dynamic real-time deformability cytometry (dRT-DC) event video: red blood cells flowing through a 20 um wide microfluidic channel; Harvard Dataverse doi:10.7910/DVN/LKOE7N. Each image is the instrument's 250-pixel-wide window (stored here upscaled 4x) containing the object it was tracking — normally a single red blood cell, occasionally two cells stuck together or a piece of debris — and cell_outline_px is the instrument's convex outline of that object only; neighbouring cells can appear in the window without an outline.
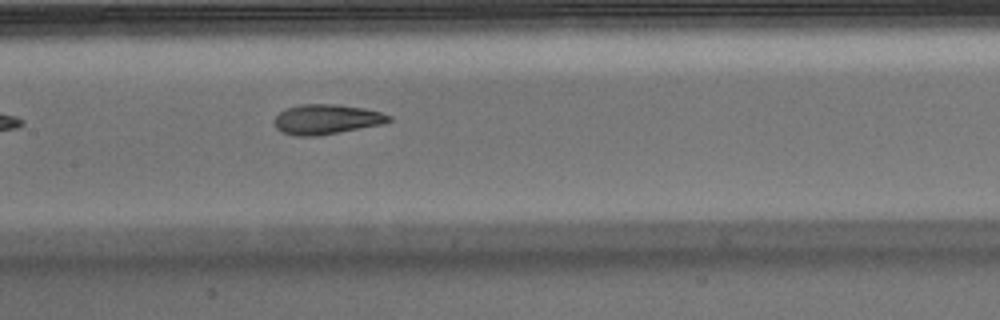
{"species": "Egyptian fruit bat (a non-hibernating species)", "species_latin": "Rousettus aegyptiacus", "temperature_condition": "warm", "stored_images_in_passage": 6, "segment_of_instrument_passage": [2, 2], "camera_frame_rate_fps": 3000, "um_per_image_px": 0.085, "animal": {"sex": "male"}, "frame": {"image": 1, "passage_image": 6, "time_ms": 1.667, "image_size_px": [1000, 320], "cell_outline_px": [[392, 120], [384, 124], [340, 132], [316, 136], [292, 136], [276, 128], [272, 120], [280, 112], [288, 108], [300, 104], [336, 104], [364, 108], [380, 112], [392, 116]], "centroid_in_image_um": [27.76, 10.14], "position_along_channel_um": 179.6, "area_um2": 20.06}}